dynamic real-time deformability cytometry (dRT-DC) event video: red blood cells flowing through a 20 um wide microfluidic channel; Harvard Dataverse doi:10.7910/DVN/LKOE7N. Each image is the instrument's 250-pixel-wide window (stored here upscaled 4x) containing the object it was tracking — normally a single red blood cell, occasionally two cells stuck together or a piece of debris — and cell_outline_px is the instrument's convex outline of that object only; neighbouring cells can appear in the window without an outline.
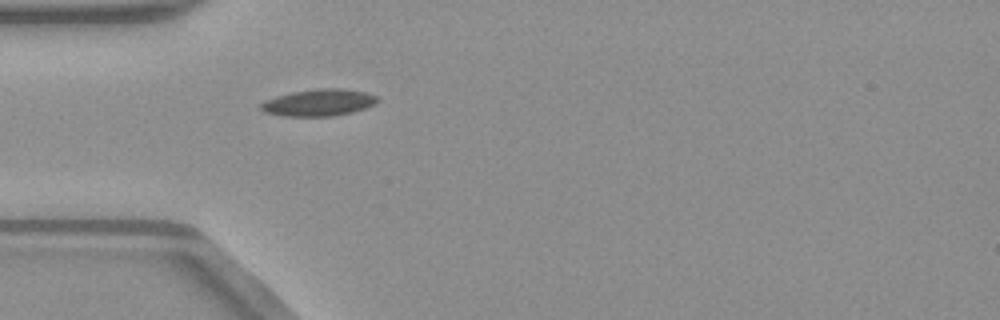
{"species": "common noctule bat (a hibernating species)", "species_latin": "Nyctalus noctula", "temperature_condition": "warm", "stored_images_in_passage": 37, "camera_frame_rate_fps": 3000, "um_per_image_px": 0.085, "animal": {"sex": "male", "body_mass_g": 23.1, "forearm_length_mm": 52.7}, "frame": {"image": 1, "passage_image": 1, "time_ms": 0.0, "image_size_px": [1000, 320], "cell_outline_px": [[380, 100], [376, 104], [352, 112], [332, 116], [284, 116], [264, 112], [260, 108], [260, 104], [264, 100], [276, 96], [292, 92], [316, 88], [340, 88], [364, 92], [380, 96]], "centroid_in_image_um": [27.11, 8.71], "position_along_channel_um": 57.9, "area_um2": 18.38}}
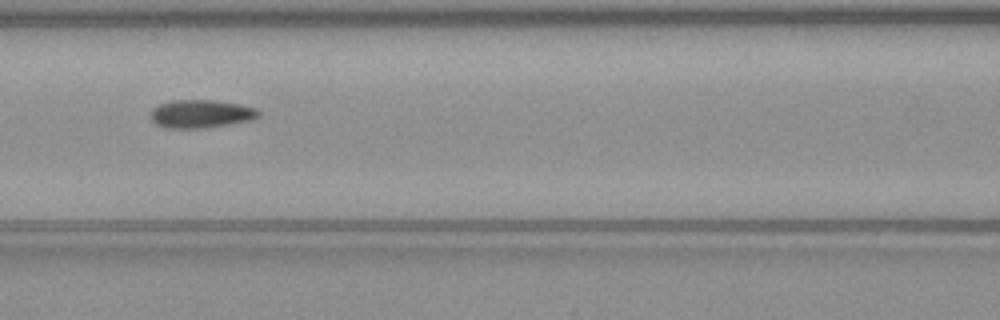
{"frame": {"image": 2, "passage_image": 8, "time_ms": 2.333, "image_size_px": [1000, 320], "cell_outline_px": [[260, 116], [248, 120], [228, 124], [204, 128], [164, 128], [156, 124], [152, 120], [152, 108], [160, 104], [172, 100], [216, 100], [240, 104], [256, 108], [260, 112]], "centroid_in_image_um": [17.08, 9.67], "position_along_channel_um": 149.5, "area_um2": 17.63}}
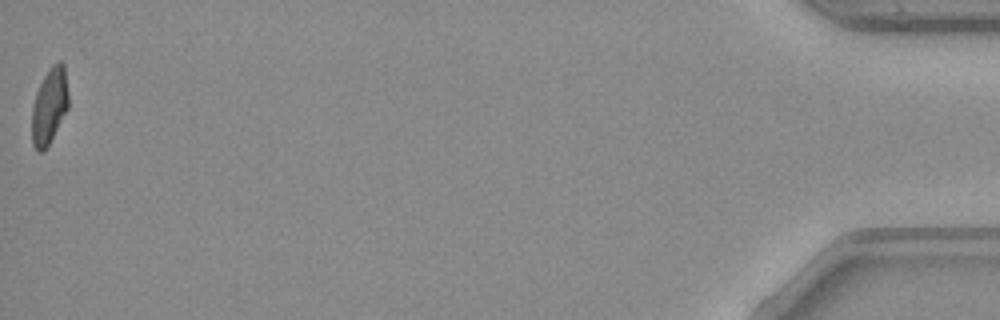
{"frame": {"image": 3, "passage_image": 37, "time_ms": 12.0, "image_size_px": [1000, 320], "cell_outline_px": [[68, 108], [44, 152], [36, 152], [32, 144], [32, 108], [36, 92], [48, 68], [52, 64], [60, 60], [64, 64], [68, 92]], "centroid_in_image_um": [4.19, 9.0], "position_along_channel_um": 431.0, "area_um2": 16.24}, "authors_computed_cell_mechanics": {"area_um2": 17.3978, "velocity_mm_per_s": 4.0194, "shape_relaxation_time_tau1_ms": null, "shape_relaxation_time_tau2_ms": 1.3757, "deformation_change_tau1": null, "deformation_change_tau2": 0.0684}}